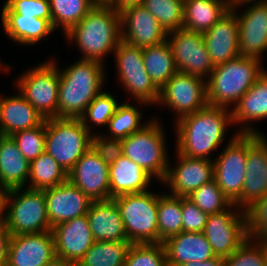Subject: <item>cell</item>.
I'll return each instance as SVG.
<instances>
[{"instance_id":"6da1fadb","label":"cell","mask_w":267,"mask_h":266,"mask_svg":"<svg viewBox=\"0 0 267 266\" xmlns=\"http://www.w3.org/2000/svg\"><path fill=\"white\" fill-rule=\"evenodd\" d=\"M172 124L174 127L172 130H175L173 131L175 134L174 142L176 143L174 150L190 158L213 161L217 156L216 152L219 153V150L238 135L234 130L231 132L233 134L228 136L229 128L234 127L232 111L228 108L209 104L199 111L172 122Z\"/></svg>"},{"instance_id":"7a4b0ae2","label":"cell","mask_w":267,"mask_h":266,"mask_svg":"<svg viewBox=\"0 0 267 266\" xmlns=\"http://www.w3.org/2000/svg\"><path fill=\"white\" fill-rule=\"evenodd\" d=\"M48 57L59 69L58 118H80L92 100L106 89L107 65L77 59L62 68L58 63L60 57L55 58L54 54Z\"/></svg>"},{"instance_id":"3957f363","label":"cell","mask_w":267,"mask_h":266,"mask_svg":"<svg viewBox=\"0 0 267 266\" xmlns=\"http://www.w3.org/2000/svg\"><path fill=\"white\" fill-rule=\"evenodd\" d=\"M60 37H65L66 45L77 47L80 53L77 59L107 65L109 61L106 59L113 57L121 41V14L110 6L96 4L77 25Z\"/></svg>"},{"instance_id":"277c9868","label":"cell","mask_w":267,"mask_h":266,"mask_svg":"<svg viewBox=\"0 0 267 266\" xmlns=\"http://www.w3.org/2000/svg\"><path fill=\"white\" fill-rule=\"evenodd\" d=\"M254 57L238 56L214 66L206 80L207 103L232 110L255 81L265 73L267 65Z\"/></svg>"},{"instance_id":"5b68a950","label":"cell","mask_w":267,"mask_h":266,"mask_svg":"<svg viewBox=\"0 0 267 266\" xmlns=\"http://www.w3.org/2000/svg\"><path fill=\"white\" fill-rule=\"evenodd\" d=\"M140 131L122 139L123 155L138 164L157 183L164 181L170 159V147L162 116H155ZM168 142V143H167Z\"/></svg>"},{"instance_id":"8992f818","label":"cell","mask_w":267,"mask_h":266,"mask_svg":"<svg viewBox=\"0 0 267 266\" xmlns=\"http://www.w3.org/2000/svg\"><path fill=\"white\" fill-rule=\"evenodd\" d=\"M112 60L115 62L118 87L122 88L128 101L144 102L150 107L156 106L160 90L147 74L143 63V48L121 40L113 53Z\"/></svg>"},{"instance_id":"52a82bcc","label":"cell","mask_w":267,"mask_h":266,"mask_svg":"<svg viewBox=\"0 0 267 266\" xmlns=\"http://www.w3.org/2000/svg\"><path fill=\"white\" fill-rule=\"evenodd\" d=\"M24 69L14 81V88L44 119L58 118L59 69L49 58Z\"/></svg>"},{"instance_id":"ba28073f","label":"cell","mask_w":267,"mask_h":266,"mask_svg":"<svg viewBox=\"0 0 267 266\" xmlns=\"http://www.w3.org/2000/svg\"><path fill=\"white\" fill-rule=\"evenodd\" d=\"M4 222L11 236L52 231L43 190L28 187L9 189Z\"/></svg>"},{"instance_id":"9c48e42d","label":"cell","mask_w":267,"mask_h":266,"mask_svg":"<svg viewBox=\"0 0 267 266\" xmlns=\"http://www.w3.org/2000/svg\"><path fill=\"white\" fill-rule=\"evenodd\" d=\"M92 133L80 118L46 119L45 151L68 173L91 148Z\"/></svg>"},{"instance_id":"30bf717a","label":"cell","mask_w":267,"mask_h":266,"mask_svg":"<svg viewBox=\"0 0 267 266\" xmlns=\"http://www.w3.org/2000/svg\"><path fill=\"white\" fill-rule=\"evenodd\" d=\"M153 187L143 193L125 194L113 198L127 236L133 243H159L158 191Z\"/></svg>"},{"instance_id":"8fae6325","label":"cell","mask_w":267,"mask_h":266,"mask_svg":"<svg viewBox=\"0 0 267 266\" xmlns=\"http://www.w3.org/2000/svg\"><path fill=\"white\" fill-rule=\"evenodd\" d=\"M206 81L202 78L175 73L160 89V96L155 108L171 112L174 122L192 114L207 105ZM163 109V110H162Z\"/></svg>"},{"instance_id":"7c38bea8","label":"cell","mask_w":267,"mask_h":266,"mask_svg":"<svg viewBox=\"0 0 267 266\" xmlns=\"http://www.w3.org/2000/svg\"><path fill=\"white\" fill-rule=\"evenodd\" d=\"M213 159L214 180L234 204L240 197L246 174L248 134H238Z\"/></svg>"},{"instance_id":"4fadbf2b","label":"cell","mask_w":267,"mask_h":266,"mask_svg":"<svg viewBox=\"0 0 267 266\" xmlns=\"http://www.w3.org/2000/svg\"><path fill=\"white\" fill-rule=\"evenodd\" d=\"M231 9L235 12L239 23L240 56L258 58L266 63L267 1L231 5Z\"/></svg>"},{"instance_id":"5bb4252c","label":"cell","mask_w":267,"mask_h":266,"mask_svg":"<svg viewBox=\"0 0 267 266\" xmlns=\"http://www.w3.org/2000/svg\"><path fill=\"white\" fill-rule=\"evenodd\" d=\"M203 233L216 256H230L248 238L245 212L232 204L223 212L210 214Z\"/></svg>"},{"instance_id":"9a60e30c","label":"cell","mask_w":267,"mask_h":266,"mask_svg":"<svg viewBox=\"0 0 267 266\" xmlns=\"http://www.w3.org/2000/svg\"><path fill=\"white\" fill-rule=\"evenodd\" d=\"M167 42L178 72L207 80L214 69L205 46L203 34L184 28L167 34Z\"/></svg>"},{"instance_id":"2e32d148","label":"cell","mask_w":267,"mask_h":266,"mask_svg":"<svg viewBox=\"0 0 267 266\" xmlns=\"http://www.w3.org/2000/svg\"><path fill=\"white\" fill-rule=\"evenodd\" d=\"M173 153H175V156L170 155L167 175L161 183L168 194L188 197L203 184L214 180V163L212 160L190 158L176 150Z\"/></svg>"},{"instance_id":"e0dca14e","label":"cell","mask_w":267,"mask_h":266,"mask_svg":"<svg viewBox=\"0 0 267 266\" xmlns=\"http://www.w3.org/2000/svg\"><path fill=\"white\" fill-rule=\"evenodd\" d=\"M267 194V135L248 134L246 174L239 199L234 203L243 211Z\"/></svg>"},{"instance_id":"ac0fdd59","label":"cell","mask_w":267,"mask_h":266,"mask_svg":"<svg viewBox=\"0 0 267 266\" xmlns=\"http://www.w3.org/2000/svg\"><path fill=\"white\" fill-rule=\"evenodd\" d=\"M68 180L91 201L110 199L109 165L91 147L68 172Z\"/></svg>"},{"instance_id":"d6986e66","label":"cell","mask_w":267,"mask_h":266,"mask_svg":"<svg viewBox=\"0 0 267 266\" xmlns=\"http://www.w3.org/2000/svg\"><path fill=\"white\" fill-rule=\"evenodd\" d=\"M120 14L121 40L124 42L143 48L167 40V31L143 5L126 7Z\"/></svg>"},{"instance_id":"ffe728a7","label":"cell","mask_w":267,"mask_h":266,"mask_svg":"<svg viewBox=\"0 0 267 266\" xmlns=\"http://www.w3.org/2000/svg\"><path fill=\"white\" fill-rule=\"evenodd\" d=\"M231 111L233 126H237L235 130L238 134H266L256 124L267 120V70Z\"/></svg>"},{"instance_id":"44dd1931","label":"cell","mask_w":267,"mask_h":266,"mask_svg":"<svg viewBox=\"0 0 267 266\" xmlns=\"http://www.w3.org/2000/svg\"><path fill=\"white\" fill-rule=\"evenodd\" d=\"M55 257L52 231L13 235L6 266H44Z\"/></svg>"},{"instance_id":"7402d4cb","label":"cell","mask_w":267,"mask_h":266,"mask_svg":"<svg viewBox=\"0 0 267 266\" xmlns=\"http://www.w3.org/2000/svg\"><path fill=\"white\" fill-rule=\"evenodd\" d=\"M43 193L52 228L59 223L86 215L92 202L69 180L52 188L44 189Z\"/></svg>"},{"instance_id":"603a6c76","label":"cell","mask_w":267,"mask_h":266,"mask_svg":"<svg viewBox=\"0 0 267 266\" xmlns=\"http://www.w3.org/2000/svg\"><path fill=\"white\" fill-rule=\"evenodd\" d=\"M1 27L4 36L13 41L19 47H34L41 43L48 42L47 38L52 37L56 32L52 24L44 18L21 16L12 12L4 3L0 7ZM21 45V46H20Z\"/></svg>"},{"instance_id":"cb8c5ba5","label":"cell","mask_w":267,"mask_h":266,"mask_svg":"<svg viewBox=\"0 0 267 266\" xmlns=\"http://www.w3.org/2000/svg\"><path fill=\"white\" fill-rule=\"evenodd\" d=\"M55 256L79 263L95 242L87 215L59 223L52 228Z\"/></svg>"},{"instance_id":"d4e9b609","label":"cell","mask_w":267,"mask_h":266,"mask_svg":"<svg viewBox=\"0 0 267 266\" xmlns=\"http://www.w3.org/2000/svg\"><path fill=\"white\" fill-rule=\"evenodd\" d=\"M202 34L213 66L226 63L240 55L239 23L232 9Z\"/></svg>"},{"instance_id":"484cf974","label":"cell","mask_w":267,"mask_h":266,"mask_svg":"<svg viewBox=\"0 0 267 266\" xmlns=\"http://www.w3.org/2000/svg\"><path fill=\"white\" fill-rule=\"evenodd\" d=\"M14 94L0 92V134L11 136L22 130L39 126L45 119L16 90Z\"/></svg>"},{"instance_id":"4316f807","label":"cell","mask_w":267,"mask_h":266,"mask_svg":"<svg viewBox=\"0 0 267 266\" xmlns=\"http://www.w3.org/2000/svg\"><path fill=\"white\" fill-rule=\"evenodd\" d=\"M167 266H180L188 262H204L216 257L203 232H180L162 242Z\"/></svg>"},{"instance_id":"83f0119b","label":"cell","mask_w":267,"mask_h":266,"mask_svg":"<svg viewBox=\"0 0 267 266\" xmlns=\"http://www.w3.org/2000/svg\"><path fill=\"white\" fill-rule=\"evenodd\" d=\"M155 180L141 166L121 155L109 165L110 198L150 190Z\"/></svg>"},{"instance_id":"f1b7e54d","label":"cell","mask_w":267,"mask_h":266,"mask_svg":"<svg viewBox=\"0 0 267 266\" xmlns=\"http://www.w3.org/2000/svg\"><path fill=\"white\" fill-rule=\"evenodd\" d=\"M86 215L94 241H128L113 198L92 201Z\"/></svg>"},{"instance_id":"f546056e","label":"cell","mask_w":267,"mask_h":266,"mask_svg":"<svg viewBox=\"0 0 267 266\" xmlns=\"http://www.w3.org/2000/svg\"><path fill=\"white\" fill-rule=\"evenodd\" d=\"M30 163L12 136L0 134V185L7 190L27 187Z\"/></svg>"},{"instance_id":"4dcf8cb0","label":"cell","mask_w":267,"mask_h":266,"mask_svg":"<svg viewBox=\"0 0 267 266\" xmlns=\"http://www.w3.org/2000/svg\"><path fill=\"white\" fill-rule=\"evenodd\" d=\"M138 105V106H137ZM149 108V105L144 102L124 101L117 106L114 115L108 121V124L103 132V135L109 138L124 139L134 132L140 131L154 117L148 115L145 120L144 108ZM148 118V119H147Z\"/></svg>"},{"instance_id":"1f68e13d","label":"cell","mask_w":267,"mask_h":266,"mask_svg":"<svg viewBox=\"0 0 267 266\" xmlns=\"http://www.w3.org/2000/svg\"><path fill=\"white\" fill-rule=\"evenodd\" d=\"M230 9V0H184L182 28L203 33Z\"/></svg>"},{"instance_id":"d6a6232c","label":"cell","mask_w":267,"mask_h":266,"mask_svg":"<svg viewBox=\"0 0 267 266\" xmlns=\"http://www.w3.org/2000/svg\"><path fill=\"white\" fill-rule=\"evenodd\" d=\"M143 63L159 90L178 72L167 40L155 46L143 47Z\"/></svg>"},{"instance_id":"836d02e7","label":"cell","mask_w":267,"mask_h":266,"mask_svg":"<svg viewBox=\"0 0 267 266\" xmlns=\"http://www.w3.org/2000/svg\"><path fill=\"white\" fill-rule=\"evenodd\" d=\"M164 188L158 190L159 243L182 232V197L168 194ZM162 192H161V191Z\"/></svg>"},{"instance_id":"e575fe53","label":"cell","mask_w":267,"mask_h":266,"mask_svg":"<svg viewBox=\"0 0 267 266\" xmlns=\"http://www.w3.org/2000/svg\"><path fill=\"white\" fill-rule=\"evenodd\" d=\"M67 180L68 173L46 151L30 162L28 188L44 190Z\"/></svg>"},{"instance_id":"d590c367","label":"cell","mask_w":267,"mask_h":266,"mask_svg":"<svg viewBox=\"0 0 267 266\" xmlns=\"http://www.w3.org/2000/svg\"><path fill=\"white\" fill-rule=\"evenodd\" d=\"M96 5L93 0H49L52 26L66 34ZM61 29V30H59Z\"/></svg>"},{"instance_id":"8d00e7d4","label":"cell","mask_w":267,"mask_h":266,"mask_svg":"<svg viewBox=\"0 0 267 266\" xmlns=\"http://www.w3.org/2000/svg\"><path fill=\"white\" fill-rule=\"evenodd\" d=\"M129 241H95L78 266H124Z\"/></svg>"},{"instance_id":"74e56055","label":"cell","mask_w":267,"mask_h":266,"mask_svg":"<svg viewBox=\"0 0 267 266\" xmlns=\"http://www.w3.org/2000/svg\"><path fill=\"white\" fill-rule=\"evenodd\" d=\"M116 98L115 93L111 94L110 91L104 89L87 106L85 113L80 119L92 134L101 133L106 128L108 121L114 115L117 106L121 103V99L118 100Z\"/></svg>"},{"instance_id":"f35d334b","label":"cell","mask_w":267,"mask_h":266,"mask_svg":"<svg viewBox=\"0 0 267 266\" xmlns=\"http://www.w3.org/2000/svg\"><path fill=\"white\" fill-rule=\"evenodd\" d=\"M141 5L158 20L167 33L182 28L184 0H143Z\"/></svg>"},{"instance_id":"ab89813d","label":"cell","mask_w":267,"mask_h":266,"mask_svg":"<svg viewBox=\"0 0 267 266\" xmlns=\"http://www.w3.org/2000/svg\"><path fill=\"white\" fill-rule=\"evenodd\" d=\"M188 198L204 213L216 214L228 209L232 203L218 187L215 180L203 184Z\"/></svg>"},{"instance_id":"60d3db41","label":"cell","mask_w":267,"mask_h":266,"mask_svg":"<svg viewBox=\"0 0 267 266\" xmlns=\"http://www.w3.org/2000/svg\"><path fill=\"white\" fill-rule=\"evenodd\" d=\"M124 266H167L163 243L131 244Z\"/></svg>"},{"instance_id":"b9f144b4","label":"cell","mask_w":267,"mask_h":266,"mask_svg":"<svg viewBox=\"0 0 267 266\" xmlns=\"http://www.w3.org/2000/svg\"><path fill=\"white\" fill-rule=\"evenodd\" d=\"M45 134L46 119L37 127L18 131L11 136L30 163L45 151Z\"/></svg>"},{"instance_id":"7bdbcfd3","label":"cell","mask_w":267,"mask_h":266,"mask_svg":"<svg viewBox=\"0 0 267 266\" xmlns=\"http://www.w3.org/2000/svg\"><path fill=\"white\" fill-rule=\"evenodd\" d=\"M225 266H266L264 250L254 239L247 238L230 256L224 257Z\"/></svg>"},{"instance_id":"ee69618b","label":"cell","mask_w":267,"mask_h":266,"mask_svg":"<svg viewBox=\"0 0 267 266\" xmlns=\"http://www.w3.org/2000/svg\"><path fill=\"white\" fill-rule=\"evenodd\" d=\"M247 237L258 240L267 237V194L245 210Z\"/></svg>"},{"instance_id":"f6af8a7d","label":"cell","mask_w":267,"mask_h":266,"mask_svg":"<svg viewBox=\"0 0 267 266\" xmlns=\"http://www.w3.org/2000/svg\"><path fill=\"white\" fill-rule=\"evenodd\" d=\"M4 4L21 16L44 18L52 24L49 0H5Z\"/></svg>"},{"instance_id":"bcb514c9","label":"cell","mask_w":267,"mask_h":266,"mask_svg":"<svg viewBox=\"0 0 267 266\" xmlns=\"http://www.w3.org/2000/svg\"><path fill=\"white\" fill-rule=\"evenodd\" d=\"M91 147L108 165L123 155L122 140L106 137L102 133L92 134Z\"/></svg>"},{"instance_id":"7dc6e473","label":"cell","mask_w":267,"mask_h":266,"mask_svg":"<svg viewBox=\"0 0 267 266\" xmlns=\"http://www.w3.org/2000/svg\"><path fill=\"white\" fill-rule=\"evenodd\" d=\"M182 231L203 232L208 214L202 212L188 197H182Z\"/></svg>"},{"instance_id":"c3c4849f","label":"cell","mask_w":267,"mask_h":266,"mask_svg":"<svg viewBox=\"0 0 267 266\" xmlns=\"http://www.w3.org/2000/svg\"><path fill=\"white\" fill-rule=\"evenodd\" d=\"M11 233L4 220L0 221V266H6Z\"/></svg>"},{"instance_id":"681fc988","label":"cell","mask_w":267,"mask_h":266,"mask_svg":"<svg viewBox=\"0 0 267 266\" xmlns=\"http://www.w3.org/2000/svg\"><path fill=\"white\" fill-rule=\"evenodd\" d=\"M142 1L143 0H110L106 5L120 12L126 7L141 4Z\"/></svg>"},{"instance_id":"f907efd6","label":"cell","mask_w":267,"mask_h":266,"mask_svg":"<svg viewBox=\"0 0 267 266\" xmlns=\"http://www.w3.org/2000/svg\"><path fill=\"white\" fill-rule=\"evenodd\" d=\"M180 266H225L224 258L216 256L215 258L204 262H188Z\"/></svg>"},{"instance_id":"816d5d0a","label":"cell","mask_w":267,"mask_h":266,"mask_svg":"<svg viewBox=\"0 0 267 266\" xmlns=\"http://www.w3.org/2000/svg\"><path fill=\"white\" fill-rule=\"evenodd\" d=\"M8 190L0 185V221L5 218V199Z\"/></svg>"},{"instance_id":"f5cc1de1","label":"cell","mask_w":267,"mask_h":266,"mask_svg":"<svg viewBox=\"0 0 267 266\" xmlns=\"http://www.w3.org/2000/svg\"><path fill=\"white\" fill-rule=\"evenodd\" d=\"M44 266H78V265L75 262L55 257L51 262L47 263Z\"/></svg>"},{"instance_id":"db71d44e","label":"cell","mask_w":267,"mask_h":266,"mask_svg":"<svg viewBox=\"0 0 267 266\" xmlns=\"http://www.w3.org/2000/svg\"><path fill=\"white\" fill-rule=\"evenodd\" d=\"M13 70L14 67L11 64L2 60L0 57V73H2L3 75L5 74L6 76H10Z\"/></svg>"},{"instance_id":"11a10c76","label":"cell","mask_w":267,"mask_h":266,"mask_svg":"<svg viewBox=\"0 0 267 266\" xmlns=\"http://www.w3.org/2000/svg\"><path fill=\"white\" fill-rule=\"evenodd\" d=\"M257 241L261 244L262 249L264 250L265 261H266V266H267V237L258 239Z\"/></svg>"},{"instance_id":"9f6ffc18","label":"cell","mask_w":267,"mask_h":266,"mask_svg":"<svg viewBox=\"0 0 267 266\" xmlns=\"http://www.w3.org/2000/svg\"><path fill=\"white\" fill-rule=\"evenodd\" d=\"M250 1H263V0H230L231 5H240L245 2H250Z\"/></svg>"},{"instance_id":"6f0895ef","label":"cell","mask_w":267,"mask_h":266,"mask_svg":"<svg viewBox=\"0 0 267 266\" xmlns=\"http://www.w3.org/2000/svg\"><path fill=\"white\" fill-rule=\"evenodd\" d=\"M96 4L106 5L110 0H93Z\"/></svg>"}]
</instances>
